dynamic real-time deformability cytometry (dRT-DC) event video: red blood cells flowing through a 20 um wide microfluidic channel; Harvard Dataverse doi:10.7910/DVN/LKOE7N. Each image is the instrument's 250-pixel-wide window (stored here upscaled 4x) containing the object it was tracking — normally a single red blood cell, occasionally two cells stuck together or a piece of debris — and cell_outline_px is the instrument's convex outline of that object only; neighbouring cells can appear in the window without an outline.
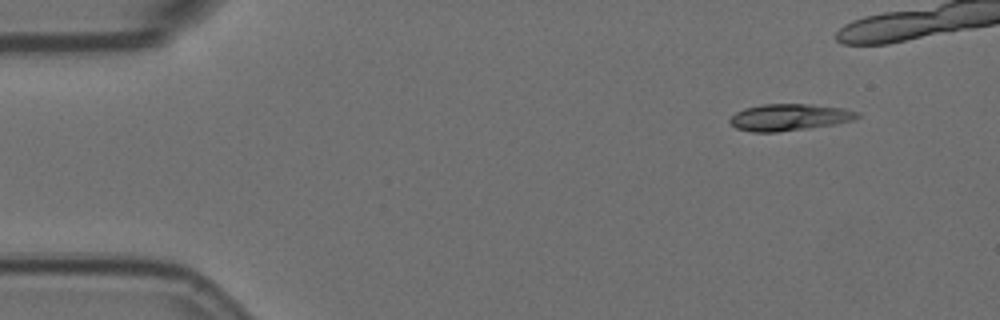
{"species": "Egyptian fruit bat (a non-hibernating species)", "species_latin": "Rousettus aegyptiacus", "temperature_condition": "room temperature", "stored_images_in_passage": 5, "camera_frame_rate_fps": 3000, "um_per_image_px": 0.085, "animal": {"sex": "female"}, "frame": {"image": 1, "passage_image": 1, "time_ms": 0.0, "image_size_px": [1000, 320], "cell_outline_px": [[860, 116], [852, 120], [832, 124], [808, 128], [776, 132], [752, 132], [736, 128], [728, 120], [736, 112], [744, 108], [760, 104], [808, 104], [844, 108], [860, 112]], "centroid_in_image_um": [67.07, 9.96], "position_along_channel_um": 17.9, "area_um2": 19.77}}